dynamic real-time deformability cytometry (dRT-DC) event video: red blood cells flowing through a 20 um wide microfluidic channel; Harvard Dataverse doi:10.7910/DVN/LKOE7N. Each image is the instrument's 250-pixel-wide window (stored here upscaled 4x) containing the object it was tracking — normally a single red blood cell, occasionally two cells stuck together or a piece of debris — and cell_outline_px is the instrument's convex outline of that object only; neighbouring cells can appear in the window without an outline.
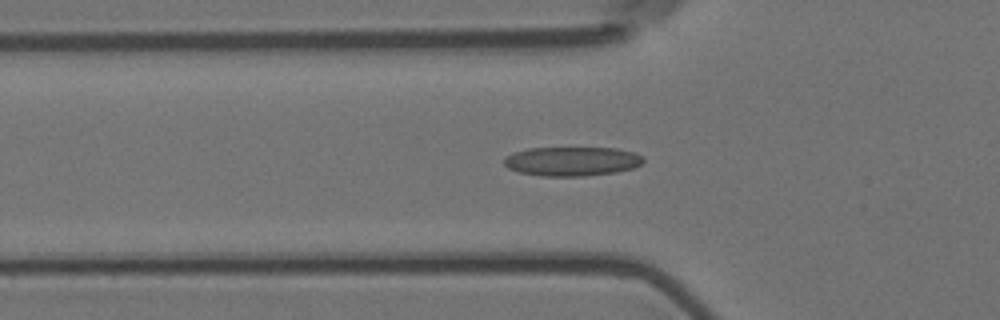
{"species": "Egyptian fruit bat (a non-hibernating species)", "species_latin": "Rousettus aegyptiacus", "temperature_condition": "room temperature", "stored_images_in_passage": 39, "camera_frame_rate_fps": 3000, "um_per_image_px": 0.085, "animal": {"sex": "female"}, "frame": {"image": 1, "passage_image": 14, "time_ms": 4.333, "image_size_px": [1000, 320], "cell_outline_px": [[644, 160], [640, 164], [632, 168], [616, 172], [584, 176], [540, 176], [520, 172], [508, 168], [504, 164], [504, 156], [512, 152], [528, 148], [616, 148], [632, 152], [644, 156]], "centroid_in_image_um": [48.58, 13.71], "position_along_channel_um": 77.2, "area_um2": 23.76}}
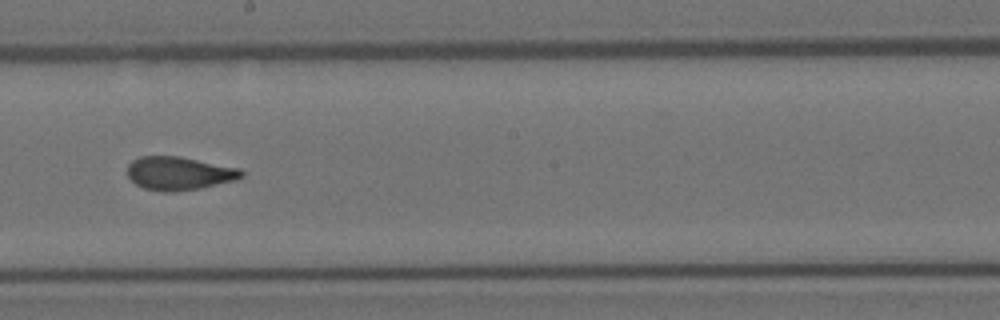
{"frame": {"image": 2, "passage_image": 27, "time_ms": 8.667, "image_size_px": [1000, 320], "cell_outline_px": [[244, 176], [236, 180], [200, 188], [172, 192], [164, 192], [144, 188], [136, 184], [128, 176], [128, 164], [132, 160], [140, 156], [180, 156], [240, 168], [244, 172]], "centroid_in_image_um": [15.24, 14.73], "position_along_channel_um": 233.0, "area_um2": 22.25}}
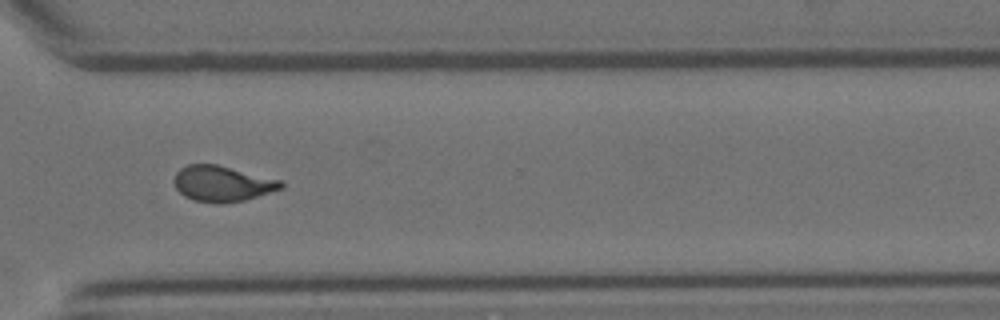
{"frame": {"image": 3, "passage_image": 37, "time_ms": 12.0, "image_size_px": [1000, 320], "cell_outline_px": [[284, 188], [244, 200], [224, 204], [216, 204], [192, 200], [184, 196], [176, 188], [176, 172], [180, 168], [188, 164], [216, 164], [284, 180]], "centroid_in_image_um": [18.94, 15.62], "position_along_channel_um": 351.7, "area_um2": 22.43}, "authors_computed_cell_mechanics": {"area_um2": 22.7732, "velocity_mm_per_s": 3.5692, "shape_relaxation_time_tau1_ms": 8.9494, "shape_relaxation_time_tau2_ms": 1.5534, "deformation_change_tau1": 0.2339, "deformation_change_tau2": 0.0768}}